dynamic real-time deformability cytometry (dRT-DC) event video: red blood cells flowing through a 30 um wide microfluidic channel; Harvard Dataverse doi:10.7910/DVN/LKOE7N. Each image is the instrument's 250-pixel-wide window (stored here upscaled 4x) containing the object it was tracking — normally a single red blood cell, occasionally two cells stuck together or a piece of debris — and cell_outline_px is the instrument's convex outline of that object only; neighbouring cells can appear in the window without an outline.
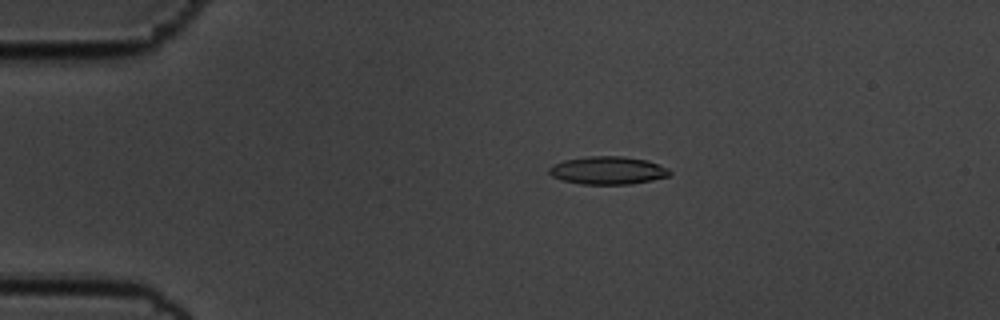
{"species": "common noctule bat (a hibernating species)", "species_latin": "Nyctalus noctula", "temperature_condition": "cold", "stored_images_in_passage": 57, "camera_frame_rate_fps": 3000, "um_per_image_px": 0.085, "animal": {"sex": "male", "body_mass_g": 19.5, "forearm_length_mm": 54.6}, "frame": {"image": 1, "passage_image": 12, "time_ms": 3.667, "image_size_px": [1000, 320], "cell_outline_px": [[672, 172], [668, 176], [652, 180], [632, 184], [580, 184], [560, 180], [552, 176], [548, 172], [548, 168], [552, 164], [564, 160], [588, 156], [624, 156], [648, 160], [668, 168]], "centroid_in_image_um": [51.64, 14.48], "position_along_channel_um": 33.4, "area_um2": 19.83}}
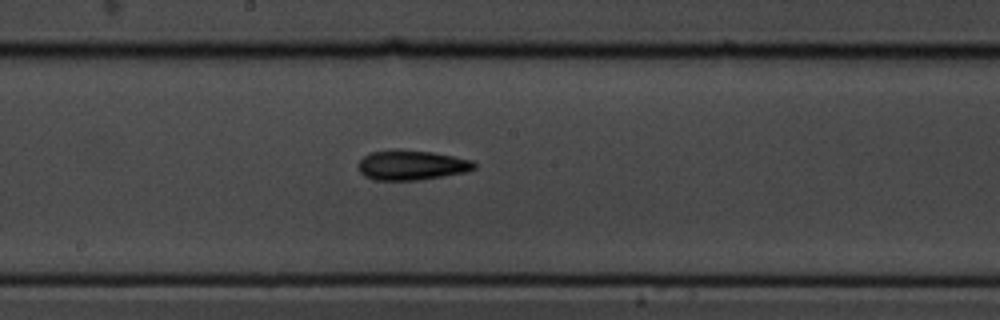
{"frame": {"image": 2, "passage_image": 31, "time_ms": 10.0, "image_size_px": [1000, 320], "cell_outline_px": [[476, 168], [464, 172], [444, 176], [420, 180], [376, 180], [364, 176], [360, 172], [360, 160], [364, 156], [372, 152], [392, 148], [396, 148], [432, 152], [472, 160], [476, 164]], "centroid_in_image_um": [34.98, 14.02], "position_along_channel_um": 213.2, "area_um2": 20.23}}
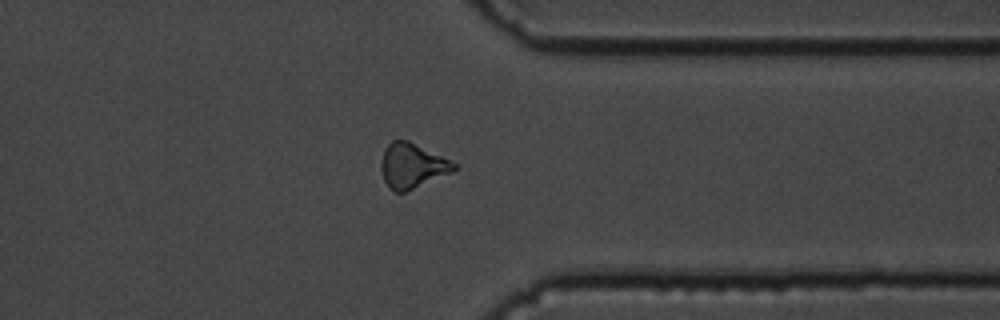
{"frame": {"image": 3, "passage_image": 45, "time_ms": 14.667, "image_size_px": [1000, 320], "cell_outline_px": [[456, 168], [452, 172], [404, 192], [396, 192], [384, 180], [380, 168], [380, 160], [384, 148], [392, 140], [408, 140], [452, 160], [456, 164]], "centroid_in_image_um": [35.02, 14.05], "position_along_channel_um": 376.4, "area_um2": 18.96}, "authors_computed_cell_mechanics": {"area_um2": 19.1896, "velocity_mm_per_s": 3.5748, "shape_relaxation_time_tau1_ms": 3.8741, "shape_relaxation_time_tau2_ms": 5.6123, "deformation_change_tau1": 0.127, "deformation_change_tau2": 0.1664}}